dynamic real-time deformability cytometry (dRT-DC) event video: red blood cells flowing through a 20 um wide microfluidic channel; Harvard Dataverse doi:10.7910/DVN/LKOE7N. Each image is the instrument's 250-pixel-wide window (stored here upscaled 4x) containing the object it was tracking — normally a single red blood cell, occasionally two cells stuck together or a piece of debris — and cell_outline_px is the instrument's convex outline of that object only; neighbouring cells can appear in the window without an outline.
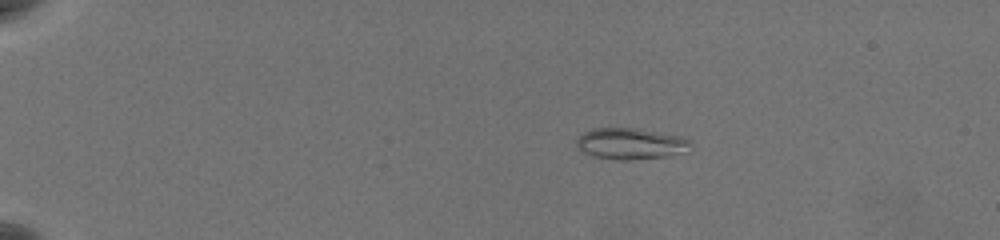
{"species": "common noctule bat (a hibernating species)", "species_latin": "Nyctalus noctula", "temperature_condition": "warm", "stored_images_in_passage": 55, "camera_frame_rate_fps": 3000, "um_per_image_px": 0.085, "animal": {"sex": "female", "body_mass_g": 19.5, "forearm_length_mm": 54.1}, "frame": {"image": 1, "passage_image": 8, "time_ms": 2.333, "image_size_px": [1000, 240], "cell_outline_px": [[692, 140], [688, 152], [668, 156], [632, 160], [616, 160], [592, 156], [584, 152], [576, 144], [576, 140], [584, 132], [592, 128], [636, 128], [684, 136]], "centroid_in_image_um": [53.67, 12.21], "position_along_channel_um": 31.3, "area_um2": 21.1}}
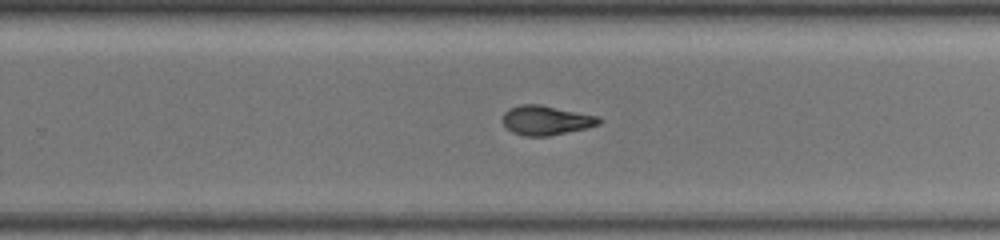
{"frame": {"image": 2, "passage_image": 37, "time_ms": 12.0, "image_size_px": [1000, 240], "cell_outline_px": [[604, 120], [600, 124], [584, 128], [548, 136], [524, 136], [512, 132], [504, 124], [504, 112], [508, 108], [520, 104], [540, 104], [600, 116]], "centroid_in_image_um": [46.44, 10.21], "position_along_channel_um": 283.4, "area_um2": 16.53}}
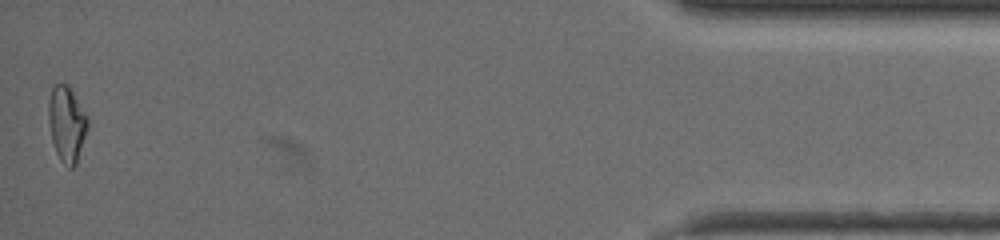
{"frame": {"image": 3, "passage_image": 55, "time_ms": 18.0, "image_size_px": [1000, 240], "cell_outline_px": [[88, 128], [76, 164], [72, 168], [68, 168], [60, 160], [56, 152], [52, 140], [48, 116], [48, 100], [52, 88], [56, 84], [68, 84], [88, 116]], "centroid_in_image_um": [5.68, 10.53], "position_along_channel_um": 429.5, "area_um2": 17.28}, "authors_computed_cell_mechanics": {"area_um2": 16.9354, "velocity_mm_per_s": 3.6557, "shape_relaxation_time_tau1_ms": 10.4446, "shape_relaxation_time_tau2_ms": 2.5244, "deformation_change_tau1": 0.2902, "deformation_change_tau2": 0.0841}}